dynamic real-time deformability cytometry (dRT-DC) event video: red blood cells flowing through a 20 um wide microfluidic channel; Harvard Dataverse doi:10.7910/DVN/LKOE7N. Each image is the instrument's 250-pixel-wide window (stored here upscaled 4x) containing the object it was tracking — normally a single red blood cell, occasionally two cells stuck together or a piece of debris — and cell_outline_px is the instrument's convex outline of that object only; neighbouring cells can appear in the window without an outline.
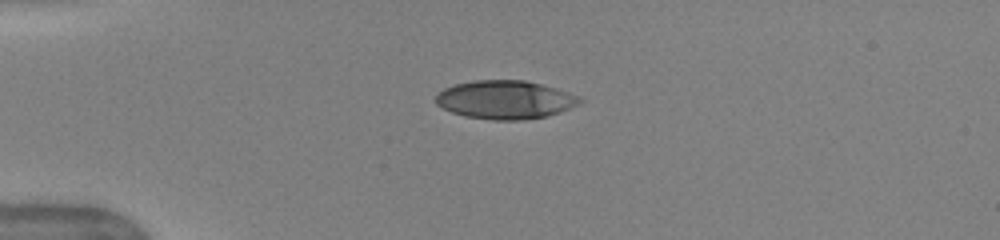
{"species": "human", "species_latin": "Homo sapiens", "temperature_condition": "warm", "stored_images_in_passage": 38, "camera_frame_rate_fps": 3000, "um_per_image_px": 0.085, "donor": {"sex": "female"}, "frame": {"image": 1, "passage_image": 1, "time_ms": 0.0, "image_size_px": [1000, 240], "cell_outline_px": [[584, 100], [580, 104], [560, 112], [548, 116], [524, 120], [492, 120], [464, 116], [452, 112], [436, 104], [436, 92], [444, 88], [456, 84], [472, 80], [524, 80], [556, 88], [580, 96]], "centroid_in_image_um": [42.95, 8.48], "position_along_channel_um": 42.0, "area_um2": 32.48}}
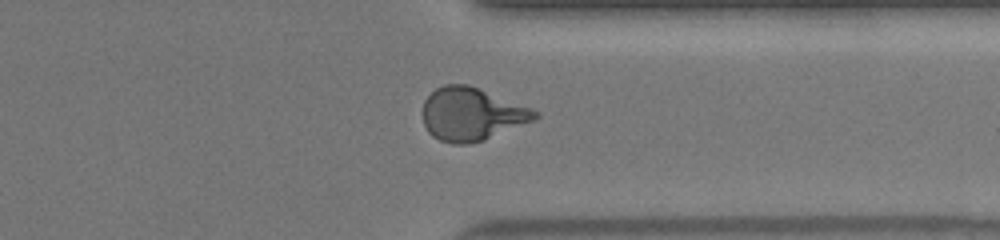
{"frame": {"image": 2, "passage_image": 28, "time_ms": 9.0, "image_size_px": [1000, 240], "cell_outline_px": [[540, 116], [532, 120], [484, 140], [464, 144], [452, 144], [440, 140], [432, 136], [428, 132], [424, 124], [424, 100], [436, 88], [444, 84], [468, 84], [532, 108], [540, 112]], "centroid_in_image_um": [40.08, 9.69], "position_along_channel_um": 371.3, "area_um2": 34.33}}
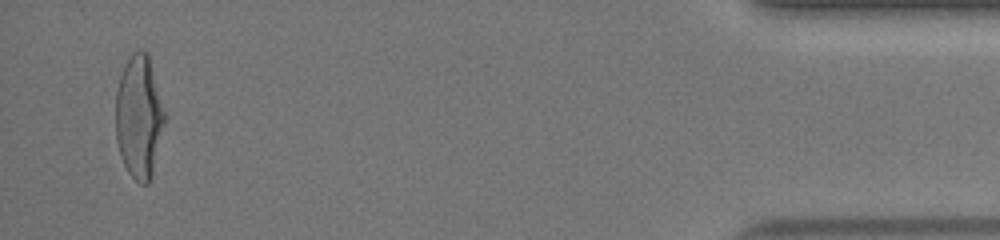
{"frame": {"image": 3, "passage_image": 37, "time_ms": 12.0, "image_size_px": [1000, 240], "cell_outline_px": [[168, 116], [152, 172], [148, 184], [140, 184], [128, 172], [120, 156], [116, 140], [116, 92], [120, 76], [124, 64], [128, 56], [132, 52], [140, 48], [148, 52]], "centroid_in_image_um": [11.85, 9.86], "position_along_channel_um": 423.4, "area_um2": 35.95}, "authors_computed_cell_mechanics": {"area_um2": 33.6685, "velocity_mm_per_s": 4.0421, "shape_relaxation_time_tau1_ms": 4.2795, "shape_relaxation_time_tau2_ms": null, "deformation_change_tau1": 0.2254, "deformation_change_tau2": null}}